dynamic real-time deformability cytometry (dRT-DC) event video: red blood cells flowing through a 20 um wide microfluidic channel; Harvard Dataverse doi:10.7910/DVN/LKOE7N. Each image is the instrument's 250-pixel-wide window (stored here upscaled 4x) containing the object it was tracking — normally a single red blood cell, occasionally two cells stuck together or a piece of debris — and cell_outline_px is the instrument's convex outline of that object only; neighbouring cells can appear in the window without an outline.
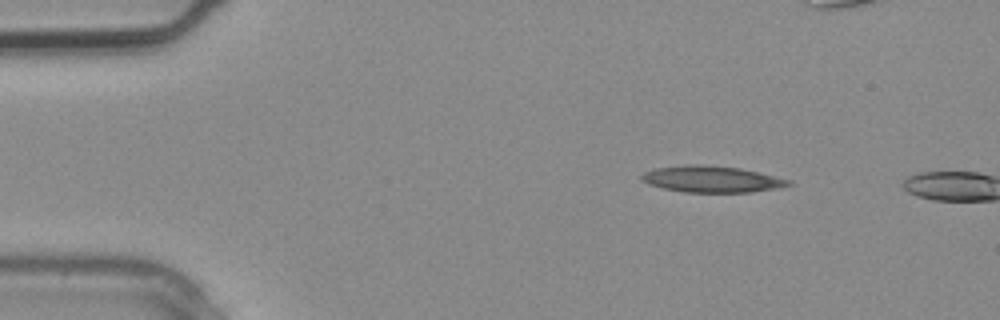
{"species": "common noctule bat (a hibernating species)", "species_latin": "Nyctalus noctula", "temperature_condition": "warm", "stored_images_in_passage": 3, "camera_frame_rate_fps": 3000, "um_per_image_px": 0.085, "animal": {"sex": "male", "body_mass_g": 20.4}, "frame": {"image": 1, "passage_image": 2, "time_ms": 0.333, "image_size_px": [1000, 320], "cell_outline_px": [[792, 184], [776, 188], [752, 192], [684, 192], [664, 188], [648, 184], [640, 180], [640, 176], [644, 172], [656, 168], [688, 164], [700, 164], [740, 168], [792, 180]], "centroid_in_image_um": [60.47, 15.22], "position_along_channel_um": 24.5, "area_um2": 22.54}}